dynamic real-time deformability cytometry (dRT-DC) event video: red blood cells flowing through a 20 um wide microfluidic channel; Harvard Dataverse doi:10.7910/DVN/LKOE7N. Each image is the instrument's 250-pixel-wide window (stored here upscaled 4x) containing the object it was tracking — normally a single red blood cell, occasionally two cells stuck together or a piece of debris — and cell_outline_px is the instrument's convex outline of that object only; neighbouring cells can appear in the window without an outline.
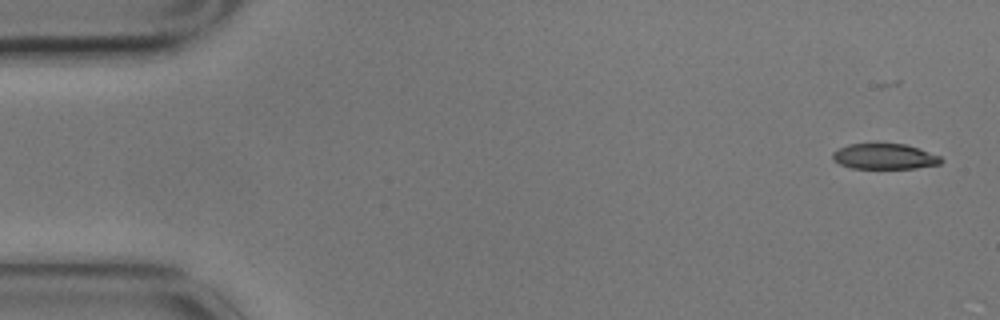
{"species": "common noctule bat (a hibernating species)", "species_latin": "Nyctalus noctula", "temperature_condition": "cold", "stored_images_in_passage": 4, "camera_frame_rate_fps": 3000, "um_per_image_px": 0.085, "animal": {"sex": "male", "body_mass_g": 17.9}, "frame": {"image": 1, "passage_image": 1, "time_ms": 0.0, "image_size_px": [1000, 320], "cell_outline_px": [[944, 160], [940, 164], [916, 168], [852, 168], [840, 164], [832, 160], [832, 152], [848, 144], [904, 144], [940, 156]], "centroid_in_image_um": [75.16, 13.31], "position_along_channel_um": 9.8, "area_um2": 15.95}}
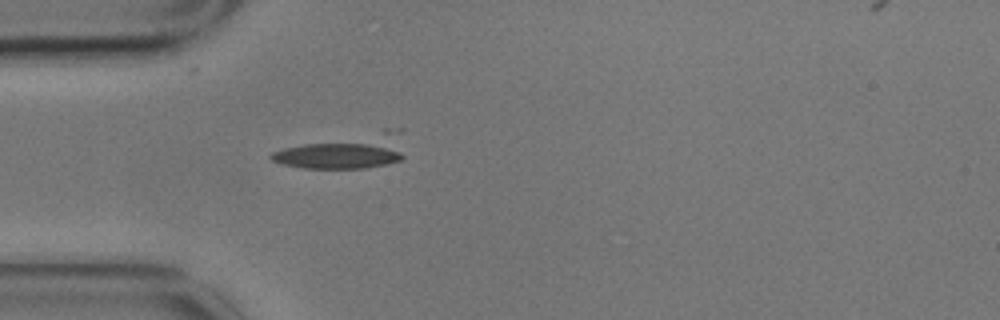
{"frame": {"image": 2, "passage_image": 4, "time_ms": 1.0, "image_size_px": [1000, 320], "cell_outline_px": [[404, 156], [400, 160], [388, 164], [368, 168], [304, 168], [280, 164], [272, 160], [268, 156], [272, 152], [284, 148], [304, 144], [380, 144], [400, 152]], "centroid_in_image_um": [28.58, 13.25], "position_along_channel_um": 56.4, "area_um2": 19.54}}